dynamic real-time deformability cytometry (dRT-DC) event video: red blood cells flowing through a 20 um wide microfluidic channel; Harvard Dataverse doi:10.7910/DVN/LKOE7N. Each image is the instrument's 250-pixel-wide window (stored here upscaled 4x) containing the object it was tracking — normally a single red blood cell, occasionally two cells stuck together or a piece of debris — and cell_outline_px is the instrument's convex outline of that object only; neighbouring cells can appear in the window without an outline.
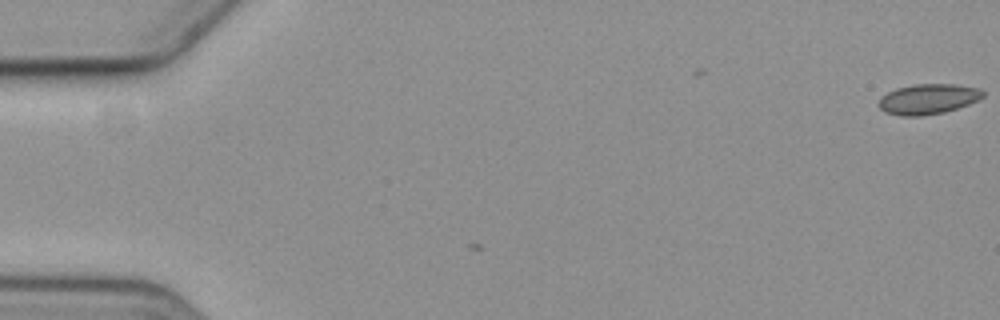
{"species": "common noctule bat (a hibernating species)", "species_latin": "Nyctalus noctula", "temperature_condition": "cold", "stored_images_in_passage": 2, "camera_frame_rate_fps": 3000, "um_per_image_px": 0.085, "animal": {"sex": "female", "body_mass_g": 19.3, "forearm_length_mm": 54.1}, "frame": {"image": 1, "passage_image": 1, "time_ms": 0.0, "image_size_px": [1000, 320], "cell_outline_px": [[984, 96], [968, 104], [944, 112], [920, 116], [904, 116], [888, 112], [880, 108], [876, 104], [880, 96], [896, 88], [912, 84], [956, 84], [980, 88], [984, 92]], "centroid_in_image_um": [78.86, 8.4], "position_along_channel_um": 6.1, "area_um2": 18.38}}